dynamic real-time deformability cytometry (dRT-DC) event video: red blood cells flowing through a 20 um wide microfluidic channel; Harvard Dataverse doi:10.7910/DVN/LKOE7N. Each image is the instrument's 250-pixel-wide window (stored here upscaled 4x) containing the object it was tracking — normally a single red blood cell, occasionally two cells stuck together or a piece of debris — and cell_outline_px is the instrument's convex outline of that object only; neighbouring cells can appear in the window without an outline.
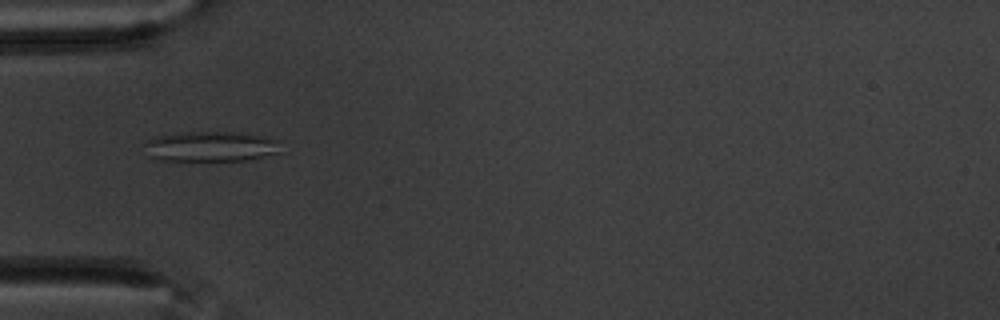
{"species": "common noctule bat (a hibernating species)", "species_latin": "Nyctalus noctula", "temperature_condition": "warm", "stored_images_in_passage": 58, "camera_frame_rate_fps": 3000, "um_per_image_px": 0.085, "animal": {"sex": "male", "body_mass_g": 20.1, "forearm_length_mm": 53.5}, "frame": {"image": 1, "passage_image": 19, "time_ms": 6.0, "image_size_px": [1000, 320], "cell_outline_px": [[280, 152], [248, 160], [156, 160], [144, 156], [144, 144], [152, 136], [180, 132], [248, 132], [276, 140]], "centroid_in_image_um": [17.8, 12.44], "position_along_channel_um": 67.2, "area_um2": 24.33}}
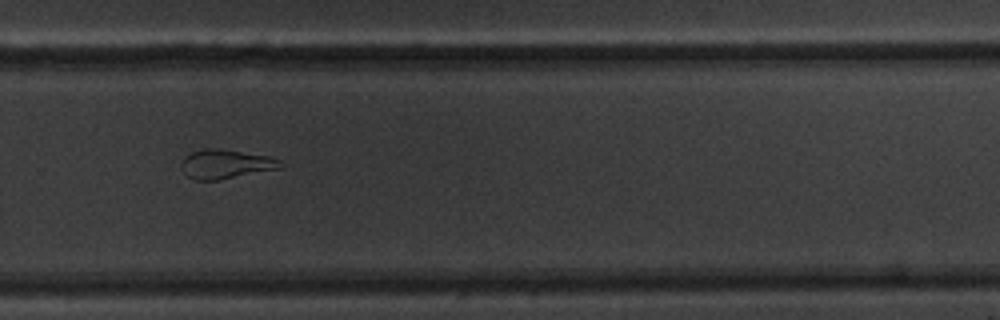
{"frame": {"image": 2, "passage_image": 40, "time_ms": 13.0, "image_size_px": [1000, 320], "cell_outline_px": [[284, 168], [220, 180], [192, 180], [180, 168], [180, 164], [184, 156], [192, 152], [204, 148], [220, 148], [272, 156], [280, 160], [284, 164]], "centroid_in_image_um": [19.23, 13.94], "position_along_channel_um": 310.6, "area_um2": 17.4}}
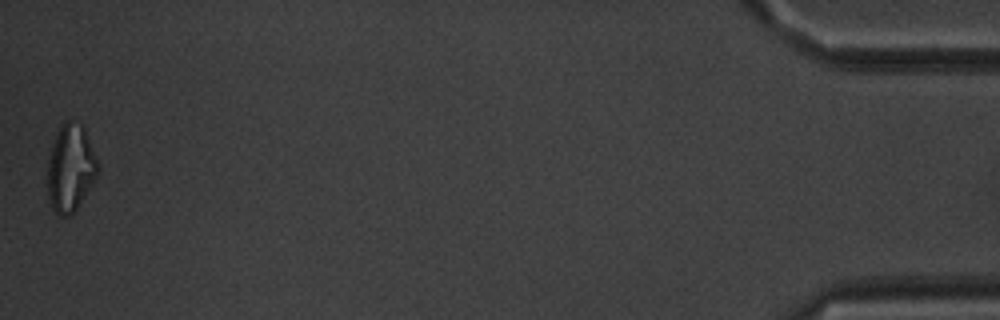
{"frame": {"image": 3, "passage_image": 58, "time_ms": 19.0, "image_size_px": [1000, 320], "cell_outline_px": [[100, 168], [96, 176], [76, 208], [68, 216], [60, 216], [52, 208], [48, 196], [48, 160], [52, 144], [56, 132], [68, 120], [84, 124]], "centroid_in_image_um": [6.0, 14.25], "position_along_channel_um": 429.2, "area_um2": 25.26}, "authors_computed_cell_mechanics": {"area_um2": 22.7443, "velocity_mm_per_s": 3.4849, "shape_relaxation_time_tau1_ms": null, "shape_relaxation_time_tau2_ms": 4.5866, "deformation_change_tau1": null, "deformation_change_tau2": 0.1122}}